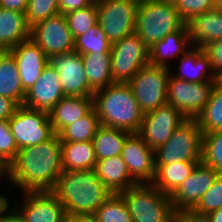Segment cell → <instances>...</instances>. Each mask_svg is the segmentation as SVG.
Listing matches in <instances>:
<instances>
[{
	"instance_id": "obj_1",
	"label": "cell",
	"mask_w": 222,
	"mask_h": 222,
	"mask_svg": "<svg viewBox=\"0 0 222 222\" xmlns=\"http://www.w3.org/2000/svg\"><path fill=\"white\" fill-rule=\"evenodd\" d=\"M62 171L61 140L55 134L45 142L18 150L5 178L22 193L52 191Z\"/></svg>"
},
{
	"instance_id": "obj_2",
	"label": "cell",
	"mask_w": 222,
	"mask_h": 222,
	"mask_svg": "<svg viewBox=\"0 0 222 222\" xmlns=\"http://www.w3.org/2000/svg\"><path fill=\"white\" fill-rule=\"evenodd\" d=\"M68 216H92L112 193L100 181L95 168L62 171L51 191Z\"/></svg>"
},
{
	"instance_id": "obj_3",
	"label": "cell",
	"mask_w": 222,
	"mask_h": 222,
	"mask_svg": "<svg viewBox=\"0 0 222 222\" xmlns=\"http://www.w3.org/2000/svg\"><path fill=\"white\" fill-rule=\"evenodd\" d=\"M93 108L100 125L138 133L143 120L137 101L127 83H114L93 94Z\"/></svg>"
},
{
	"instance_id": "obj_4",
	"label": "cell",
	"mask_w": 222,
	"mask_h": 222,
	"mask_svg": "<svg viewBox=\"0 0 222 222\" xmlns=\"http://www.w3.org/2000/svg\"><path fill=\"white\" fill-rule=\"evenodd\" d=\"M185 25L175 4L162 0H143L137 10L135 33L150 48Z\"/></svg>"
},
{
	"instance_id": "obj_5",
	"label": "cell",
	"mask_w": 222,
	"mask_h": 222,
	"mask_svg": "<svg viewBox=\"0 0 222 222\" xmlns=\"http://www.w3.org/2000/svg\"><path fill=\"white\" fill-rule=\"evenodd\" d=\"M119 194L133 222H174L176 212L170 196L152 183L136 184Z\"/></svg>"
},
{
	"instance_id": "obj_6",
	"label": "cell",
	"mask_w": 222,
	"mask_h": 222,
	"mask_svg": "<svg viewBox=\"0 0 222 222\" xmlns=\"http://www.w3.org/2000/svg\"><path fill=\"white\" fill-rule=\"evenodd\" d=\"M202 133L196 119H187L154 150L155 165L201 161Z\"/></svg>"
},
{
	"instance_id": "obj_7",
	"label": "cell",
	"mask_w": 222,
	"mask_h": 222,
	"mask_svg": "<svg viewBox=\"0 0 222 222\" xmlns=\"http://www.w3.org/2000/svg\"><path fill=\"white\" fill-rule=\"evenodd\" d=\"M171 69L147 64L127 83L143 114L167 103Z\"/></svg>"
},
{
	"instance_id": "obj_8",
	"label": "cell",
	"mask_w": 222,
	"mask_h": 222,
	"mask_svg": "<svg viewBox=\"0 0 222 222\" xmlns=\"http://www.w3.org/2000/svg\"><path fill=\"white\" fill-rule=\"evenodd\" d=\"M8 124L18 150L45 142L55 135L49 112L24 105L17 108Z\"/></svg>"
},
{
	"instance_id": "obj_9",
	"label": "cell",
	"mask_w": 222,
	"mask_h": 222,
	"mask_svg": "<svg viewBox=\"0 0 222 222\" xmlns=\"http://www.w3.org/2000/svg\"><path fill=\"white\" fill-rule=\"evenodd\" d=\"M110 53L113 83H128L149 64V47L135 32L113 43Z\"/></svg>"
},
{
	"instance_id": "obj_10",
	"label": "cell",
	"mask_w": 222,
	"mask_h": 222,
	"mask_svg": "<svg viewBox=\"0 0 222 222\" xmlns=\"http://www.w3.org/2000/svg\"><path fill=\"white\" fill-rule=\"evenodd\" d=\"M98 24L113 44L135 32L139 3L129 0H96Z\"/></svg>"
},
{
	"instance_id": "obj_11",
	"label": "cell",
	"mask_w": 222,
	"mask_h": 222,
	"mask_svg": "<svg viewBox=\"0 0 222 222\" xmlns=\"http://www.w3.org/2000/svg\"><path fill=\"white\" fill-rule=\"evenodd\" d=\"M216 81L187 82L170 74L167 103L178 109L187 119H196L210 99Z\"/></svg>"
},
{
	"instance_id": "obj_12",
	"label": "cell",
	"mask_w": 222,
	"mask_h": 222,
	"mask_svg": "<svg viewBox=\"0 0 222 222\" xmlns=\"http://www.w3.org/2000/svg\"><path fill=\"white\" fill-rule=\"evenodd\" d=\"M22 196L20 207L12 209V222H66L65 209L51 191L23 192Z\"/></svg>"
},
{
	"instance_id": "obj_13",
	"label": "cell",
	"mask_w": 222,
	"mask_h": 222,
	"mask_svg": "<svg viewBox=\"0 0 222 222\" xmlns=\"http://www.w3.org/2000/svg\"><path fill=\"white\" fill-rule=\"evenodd\" d=\"M32 39L50 59L55 55L74 51V42L64 14H57L34 24L30 30Z\"/></svg>"
},
{
	"instance_id": "obj_14",
	"label": "cell",
	"mask_w": 222,
	"mask_h": 222,
	"mask_svg": "<svg viewBox=\"0 0 222 222\" xmlns=\"http://www.w3.org/2000/svg\"><path fill=\"white\" fill-rule=\"evenodd\" d=\"M187 118L169 103L143 114L137 133L153 150L163 145Z\"/></svg>"
},
{
	"instance_id": "obj_15",
	"label": "cell",
	"mask_w": 222,
	"mask_h": 222,
	"mask_svg": "<svg viewBox=\"0 0 222 222\" xmlns=\"http://www.w3.org/2000/svg\"><path fill=\"white\" fill-rule=\"evenodd\" d=\"M219 175L202 161L197 163L189 177L170 195L174 211L193 209Z\"/></svg>"
},
{
	"instance_id": "obj_16",
	"label": "cell",
	"mask_w": 222,
	"mask_h": 222,
	"mask_svg": "<svg viewBox=\"0 0 222 222\" xmlns=\"http://www.w3.org/2000/svg\"><path fill=\"white\" fill-rule=\"evenodd\" d=\"M59 75L65 96H93L85 75L82 55L78 52L55 55L49 59Z\"/></svg>"
},
{
	"instance_id": "obj_17",
	"label": "cell",
	"mask_w": 222,
	"mask_h": 222,
	"mask_svg": "<svg viewBox=\"0 0 222 222\" xmlns=\"http://www.w3.org/2000/svg\"><path fill=\"white\" fill-rule=\"evenodd\" d=\"M120 156L137 184L152 183L155 176L154 150L137 133L126 139Z\"/></svg>"
},
{
	"instance_id": "obj_18",
	"label": "cell",
	"mask_w": 222,
	"mask_h": 222,
	"mask_svg": "<svg viewBox=\"0 0 222 222\" xmlns=\"http://www.w3.org/2000/svg\"><path fill=\"white\" fill-rule=\"evenodd\" d=\"M64 96L58 72L49 63L34 85L26 91L22 105L50 112Z\"/></svg>"
},
{
	"instance_id": "obj_19",
	"label": "cell",
	"mask_w": 222,
	"mask_h": 222,
	"mask_svg": "<svg viewBox=\"0 0 222 222\" xmlns=\"http://www.w3.org/2000/svg\"><path fill=\"white\" fill-rule=\"evenodd\" d=\"M17 63L23 89L27 91L49 64V58L32 40L28 39L9 50Z\"/></svg>"
},
{
	"instance_id": "obj_20",
	"label": "cell",
	"mask_w": 222,
	"mask_h": 222,
	"mask_svg": "<svg viewBox=\"0 0 222 222\" xmlns=\"http://www.w3.org/2000/svg\"><path fill=\"white\" fill-rule=\"evenodd\" d=\"M93 109V96H64L49 112L55 134L87 115Z\"/></svg>"
},
{
	"instance_id": "obj_21",
	"label": "cell",
	"mask_w": 222,
	"mask_h": 222,
	"mask_svg": "<svg viewBox=\"0 0 222 222\" xmlns=\"http://www.w3.org/2000/svg\"><path fill=\"white\" fill-rule=\"evenodd\" d=\"M192 47L187 24L178 31L168 34L149 48V64L170 68L168 60L182 56ZM183 53V54H182Z\"/></svg>"
},
{
	"instance_id": "obj_22",
	"label": "cell",
	"mask_w": 222,
	"mask_h": 222,
	"mask_svg": "<svg viewBox=\"0 0 222 222\" xmlns=\"http://www.w3.org/2000/svg\"><path fill=\"white\" fill-rule=\"evenodd\" d=\"M186 24L192 46L203 48L222 39V11L216 8L194 16Z\"/></svg>"
},
{
	"instance_id": "obj_23",
	"label": "cell",
	"mask_w": 222,
	"mask_h": 222,
	"mask_svg": "<svg viewBox=\"0 0 222 222\" xmlns=\"http://www.w3.org/2000/svg\"><path fill=\"white\" fill-rule=\"evenodd\" d=\"M179 74L171 72L177 79L193 83L216 81L208 56L200 47L192 46L191 49L180 56ZM173 73V74H172Z\"/></svg>"
},
{
	"instance_id": "obj_24",
	"label": "cell",
	"mask_w": 222,
	"mask_h": 222,
	"mask_svg": "<svg viewBox=\"0 0 222 222\" xmlns=\"http://www.w3.org/2000/svg\"><path fill=\"white\" fill-rule=\"evenodd\" d=\"M25 13L0 7V51L11 50L30 38Z\"/></svg>"
},
{
	"instance_id": "obj_25",
	"label": "cell",
	"mask_w": 222,
	"mask_h": 222,
	"mask_svg": "<svg viewBox=\"0 0 222 222\" xmlns=\"http://www.w3.org/2000/svg\"><path fill=\"white\" fill-rule=\"evenodd\" d=\"M95 169L100 181L112 194H119L137 184L120 155L97 161Z\"/></svg>"
},
{
	"instance_id": "obj_26",
	"label": "cell",
	"mask_w": 222,
	"mask_h": 222,
	"mask_svg": "<svg viewBox=\"0 0 222 222\" xmlns=\"http://www.w3.org/2000/svg\"><path fill=\"white\" fill-rule=\"evenodd\" d=\"M25 95L13 54L9 50L0 51V96L22 105Z\"/></svg>"
},
{
	"instance_id": "obj_27",
	"label": "cell",
	"mask_w": 222,
	"mask_h": 222,
	"mask_svg": "<svg viewBox=\"0 0 222 222\" xmlns=\"http://www.w3.org/2000/svg\"><path fill=\"white\" fill-rule=\"evenodd\" d=\"M200 161H183L165 165H155L152 184L161 192L171 195L189 177Z\"/></svg>"
},
{
	"instance_id": "obj_28",
	"label": "cell",
	"mask_w": 222,
	"mask_h": 222,
	"mask_svg": "<svg viewBox=\"0 0 222 222\" xmlns=\"http://www.w3.org/2000/svg\"><path fill=\"white\" fill-rule=\"evenodd\" d=\"M63 171L93 169L97 159L92 141L61 143Z\"/></svg>"
},
{
	"instance_id": "obj_29",
	"label": "cell",
	"mask_w": 222,
	"mask_h": 222,
	"mask_svg": "<svg viewBox=\"0 0 222 222\" xmlns=\"http://www.w3.org/2000/svg\"><path fill=\"white\" fill-rule=\"evenodd\" d=\"M82 60L88 84L94 92L114 84L111 54L88 53L82 55Z\"/></svg>"
},
{
	"instance_id": "obj_30",
	"label": "cell",
	"mask_w": 222,
	"mask_h": 222,
	"mask_svg": "<svg viewBox=\"0 0 222 222\" xmlns=\"http://www.w3.org/2000/svg\"><path fill=\"white\" fill-rule=\"evenodd\" d=\"M131 134L123 129L100 125L92 139L97 161L120 155Z\"/></svg>"
},
{
	"instance_id": "obj_31",
	"label": "cell",
	"mask_w": 222,
	"mask_h": 222,
	"mask_svg": "<svg viewBox=\"0 0 222 222\" xmlns=\"http://www.w3.org/2000/svg\"><path fill=\"white\" fill-rule=\"evenodd\" d=\"M100 126L94 108L79 120L69 124L58 135L61 143L92 141Z\"/></svg>"
},
{
	"instance_id": "obj_32",
	"label": "cell",
	"mask_w": 222,
	"mask_h": 222,
	"mask_svg": "<svg viewBox=\"0 0 222 222\" xmlns=\"http://www.w3.org/2000/svg\"><path fill=\"white\" fill-rule=\"evenodd\" d=\"M196 120L202 134L222 130V87L217 83L210 99Z\"/></svg>"
},
{
	"instance_id": "obj_33",
	"label": "cell",
	"mask_w": 222,
	"mask_h": 222,
	"mask_svg": "<svg viewBox=\"0 0 222 222\" xmlns=\"http://www.w3.org/2000/svg\"><path fill=\"white\" fill-rule=\"evenodd\" d=\"M112 43L97 23L87 32L75 38L74 51L81 55L88 53L111 54Z\"/></svg>"
},
{
	"instance_id": "obj_34",
	"label": "cell",
	"mask_w": 222,
	"mask_h": 222,
	"mask_svg": "<svg viewBox=\"0 0 222 222\" xmlns=\"http://www.w3.org/2000/svg\"><path fill=\"white\" fill-rule=\"evenodd\" d=\"M97 222H133L120 194H112L92 215Z\"/></svg>"
},
{
	"instance_id": "obj_35",
	"label": "cell",
	"mask_w": 222,
	"mask_h": 222,
	"mask_svg": "<svg viewBox=\"0 0 222 222\" xmlns=\"http://www.w3.org/2000/svg\"><path fill=\"white\" fill-rule=\"evenodd\" d=\"M201 161L222 174V130L202 134Z\"/></svg>"
},
{
	"instance_id": "obj_36",
	"label": "cell",
	"mask_w": 222,
	"mask_h": 222,
	"mask_svg": "<svg viewBox=\"0 0 222 222\" xmlns=\"http://www.w3.org/2000/svg\"><path fill=\"white\" fill-rule=\"evenodd\" d=\"M64 15L68 28L75 39L98 23L96 0L92 5L86 8L75 10Z\"/></svg>"
},
{
	"instance_id": "obj_37",
	"label": "cell",
	"mask_w": 222,
	"mask_h": 222,
	"mask_svg": "<svg viewBox=\"0 0 222 222\" xmlns=\"http://www.w3.org/2000/svg\"><path fill=\"white\" fill-rule=\"evenodd\" d=\"M59 13V0H28L25 16L27 24L32 27Z\"/></svg>"
},
{
	"instance_id": "obj_38",
	"label": "cell",
	"mask_w": 222,
	"mask_h": 222,
	"mask_svg": "<svg viewBox=\"0 0 222 222\" xmlns=\"http://www.w3.org/2000/svg\"><path fill=\"white\" fill-rule=\"evenodd\" d=\"M220 208H222V174L217 177L192 210L208 215Z\"/></svg>"
},
{
	"instance_id": "obj_39",
	"label": "cell",
	"mask_w": 222,
	"mask_h": 222,
	"mask_svg": "<svg viewBox=\"0 0 222 222\" xmlns=\"http://www.w3.org/2000/svg\"><path fill=\"white\" fill-rule=\"evenodd\" d=\"M18 147L7 120H0V160L8 167L16 158Z\"/></svg>"
},
{
	"instance_id": "obj_40",
	"label": "cell",
	"mask_w": 222,
	"mask_h": 222,
	"mask_svg": "<svg viewBox=\"0 0 222 222\" xmlns=\"http://www.w3.org/2000/svg\"><path fill=\"white\" fill-rule=\"evenodd\" d=\"M182 19L187 23L194 16L214 8V0H178L175 4Z\"/></svg>"
},
{
	"instance_id": "obj_41",
	"label": "cell",
	"mask_w": 222,
	"mask_h": 222,
	"mask_svg": "<svg viewBox=\"0 0 222 222\" xmlns=\"http://www.w3.org/2000/svg\"><path fill=\"white\" fill-rule=\"evenodd\" d=\"M202 49L208 56L213 73L217 78L222 73V39L212 41Z\"/></svg>"
},
{
	"instance_id": "obj_42",
	"label": "cell",
	"mask_w": 222,
	"mask_h": 222,
	"mask_svg": "<svg viewBox=\"0 0 222 222\" xmlns=\"http://www.w3.org/2000/svg\"><path fill=\"white\" fill-rule=\"evenodd\" d=\"M95 0H59L60 14H67L69 12L86 8L92 5Z\"/></svg>"
},
{
	"instance_id": "obj_43",
	"label": "cell",
	"mask_w": 222,
	"mask_h": 222,
	"mask_svg": "<svg viewBox=\"0 0 222 222\" xmlns=\"http://www.w3.org/2000/svg\"><path fill=\"white\" fill-rule=\"evenodd\" d=\"M174 222H210V220L208 215L188 209L176 213Z\"/></svg>"
},
{
	"instance_id": "obj_44",
	"label": "cell",
	"mask_w": 222,
	"mask_h": 222,
	"mask_svg": "<svg viewBox=\"0 0 222 222\" xmlns=\"http://www.w3.org/2000/svg\"><path fill=\"white\" fill-rule=\"evenodd\" d=\"M20 105L7 97L0 96V120H9Z\"/></svg>"
},
{
	"instance_id": "obj_45",
	"label": "cell",
	"mask_w": 222,
	"mask_h": 222,
	"mask_svg": "<svg viewBox=\"0 0 222 222\" xmlns=\"http://www.w3.org/2000/svg\"><path fill=\"white\" fill-rule=\"evenodd\" d=\"M28 0H0V7L25 13Z\"/></svg>"
},
{
	"instance_id": "obj_46",
	"label": "cell",
	"mask_w": 222,
	"mask_h": 222,
	"mask_svg": "<svg viewBox=\"0 0 222 222\" xmlns=\"http://www.w3.org/2000/svg\"><path fill=\"white\" fill-rule=\"evenodd\" d=\"M9 202L5 195H0V222H12V211H8L10 208Z\"/></svg>"
},
{
	"instance_id": "obj_47",
	"label": "cell",
	"mask_w": 222,
	"mask_h": 222,
	"mask_svg": "<svg viewBox=\"0 0 222 222\" xmlns=\"http://www.w3.org/2000/svg\"><path fill=\"white\" fill-rule=\"evenodd\" d=\"M66 222H97L93 216H68Z\"/></svg>"
},
{
	"instance_id": "obj_48",
	"label": "cell",
	"mask_w": 222,
	"mask_h": 222,
	"mask_svg": "<svg viewBox=\"0 0 222 222\" xmlns=\"http://www.w3.org/2000/svg\"><path fill=\"white\" fill-rule=\"evenodd\" d=\"M210 222H222V208L208 214Z\"/></svg>"
},
{
	"instance_id": "obj_49",
	"label": "cell",
	"mask_w": 222,
	"mask_h": 222,
	"mask_svg": "<svg viewBox=\"0 0 222 222\" xmlns=\"http://www.w3.org/2000/svg\"><path fill=\"white\" fill-rule=\"evenodd\" d=\"M8 167L0 160V179L6 177Z\"/></svg>"
},
{
	"instance_id": "obj_50",
	"label": "cell",
	"mask_w": 222,
	"mask_h": 222,
	"mask_svg": "<svg viewBox=\"0 0 222 222\" xmlns=\"http://www.w3.org/2000/svg\"><path fill=\"white\" fill-rule=\"evenodd\" d=\"M214 8L222 11V0H214Z\"/></svg>"
},
{
	"instance_id": "obj_51",
	"label": "cell",
	"mask_w": 222,
	"mask_h": 222,
	"mask_svg": "<svg viewBox=\"0 0 222 222\" xmlns=\"http://www.w3.org/2000/svg\"><path fill=\"white\" fill-rule=\"evenodd\" d=\"M216 83L222 87V73L216 78Z\"/></svg>"
},
{
	"instance_id": "obj_52",
	"label": "cell",
	"mask_w": 222,
	"mask_h": 222,
	"mask_svg": "<svg viewBox=\"0 0 222 222\" xmlns=\"http://www.w3.org/2000/svg\"><path fill=\"white\" fill-rule=\"evenodd\" d=\"M162 1H166V2H168V3L176 4V2H177L178 0H162Z\"/></svg>"
},
{
	"instance_id": "obj_53",
	"label": "cell",
	"mask_w": 222,
	"mask_h": 222,
	"mask_svg": "<svg viewBox=\"0 0 222 222\" xmlns=\"http://www.w3.org/2000/svg\"><path fill=\"white\" fill-rule=\"evenodd\" d=\"M129 1L136 2V3L140 4L143 0H129Z\"/></svg>"
}]
</instances>
